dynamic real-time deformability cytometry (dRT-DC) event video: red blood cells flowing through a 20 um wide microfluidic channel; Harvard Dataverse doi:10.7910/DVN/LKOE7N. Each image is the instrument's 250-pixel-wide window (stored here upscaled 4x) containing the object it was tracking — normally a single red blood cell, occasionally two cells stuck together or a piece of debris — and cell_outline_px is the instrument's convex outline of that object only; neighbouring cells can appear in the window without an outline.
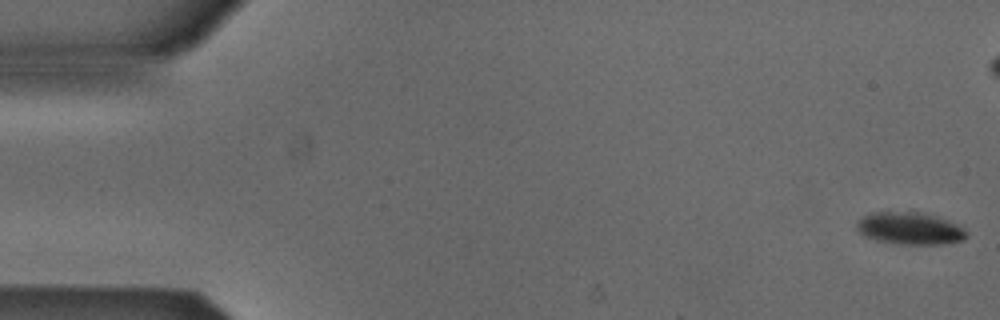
{"species": "Egyptian fruit bat (a non-hibernating species)", "species_latin": "Rousettus aegyptiacus", "temperature_condition": "cold", "stored_images_in_passage": 19, "camera_frame_rate_fps": 3000, "um_per_image_px": 0.085, "animal": {"sex": "male"}, "frame": {"image": 1, "passage_image": 1, "time_ms": 0.0, "image_size_px": [1000, 320], "cell_outline_px": [[968, 236], [964, 240], [940, 244], [900, 244], [876, 240], [864, 236], [856, 228], [856, 220], [872, 212], [888, 208], [912, 208], [940, 216], [964, 228], [968, 232]], "centroid_in_image_um": [77.31, 19.32], "position_along_channel_um": 7.7, "area_um2": 22.02}}